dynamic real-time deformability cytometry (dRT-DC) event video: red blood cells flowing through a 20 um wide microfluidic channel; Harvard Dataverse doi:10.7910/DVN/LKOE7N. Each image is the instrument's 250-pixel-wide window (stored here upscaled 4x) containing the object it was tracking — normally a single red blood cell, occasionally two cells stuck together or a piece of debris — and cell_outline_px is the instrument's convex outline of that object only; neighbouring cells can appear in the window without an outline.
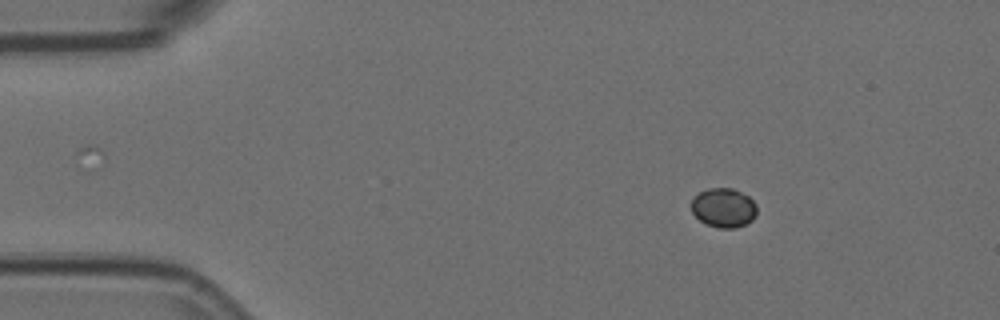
{"species": "Egyptian fruit bat (a non-hibernating species)", "species_latin": "Rousettus aegyptiacus", "temperature_condition": "room temperature", "stored_images_in_passage": 5, "camera_frame_rate_fps": 3000, "um_per_image_px": 0.085, "animal": {"sex": "female"}, "frame": {"image": 1, "passage_image": 2, "time_ms": 0.333, "image_size_px": [1000, 320], "cell_outline_px": [[756, 216], [752, 220], [736, 228], [716, 228], [704, 224], [692, 212], [692, 196], [708, 188], [732, 188], [748, 196], [756, 204]], "centroid_in_image_um": [61.49, 17.67], "position_along_channel_um": 23.5, "area_um2": 15.09}}
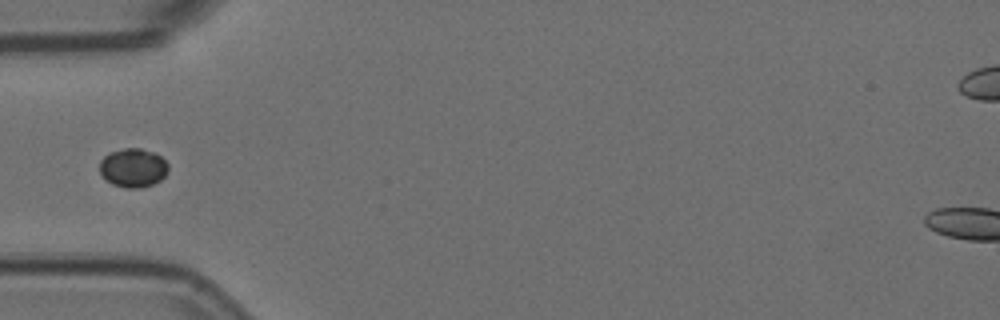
{"frame": {"image": 2, "passage_image": 5, "time_ms": 1.333, "image_size_px": [1000, 320], "cell_outline_px": [[168, 172], [160, 180], [152, 184], [140, 188], [124, 188], [112, 184], [100, 172], [100, 160], [108, 152], [124, 148], [140, 148], [152, 152], [160, 156], [168, 164]], "centroid_in_image_um": [11.31, 14.26], "position_along_channel_um": 73.7, "area_um2": 15.49}}